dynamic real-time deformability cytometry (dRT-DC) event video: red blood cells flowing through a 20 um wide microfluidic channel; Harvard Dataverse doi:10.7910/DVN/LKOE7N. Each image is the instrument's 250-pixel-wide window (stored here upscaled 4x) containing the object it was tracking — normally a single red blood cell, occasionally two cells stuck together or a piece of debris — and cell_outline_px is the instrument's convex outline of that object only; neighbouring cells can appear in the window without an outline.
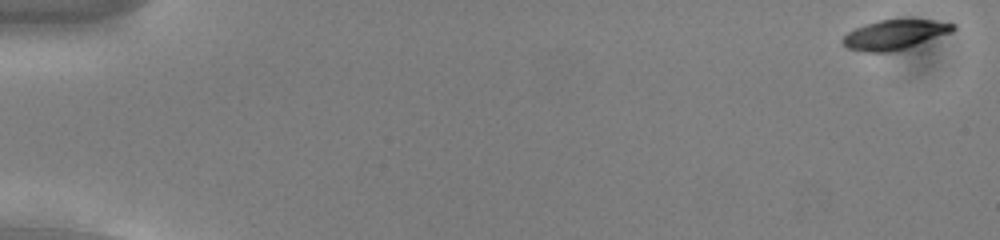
{"species": "common noctule bat (a hibernating species)", "species_latin": "Nyctalus noctula", "temperature_condition": "cold", "stored_images_in_passage": 55, "camera_frame_rate_fps": 3000, "um_per_image_px": 0.085, "animal": {"sex": "male", "body_mass_g": 13.0, "forearm_length_mm": 53.1}, "frame": {"image": 1, "passage_image": 1, "time_ms": 0.0, "image_size_px": [1000, 240], "cell_outline_px": [[956, 28], [952, 32], [904, 48], [888, 52], [864, 52], [848, 48], [840, 40], [848, 32], [864, 24], [880, 20], [932, 20], [956, 24]], "centroid_in_image_um": [76.02, 2.94], "position_along_channel_um": 9.0, "area_um2": 18.67}}
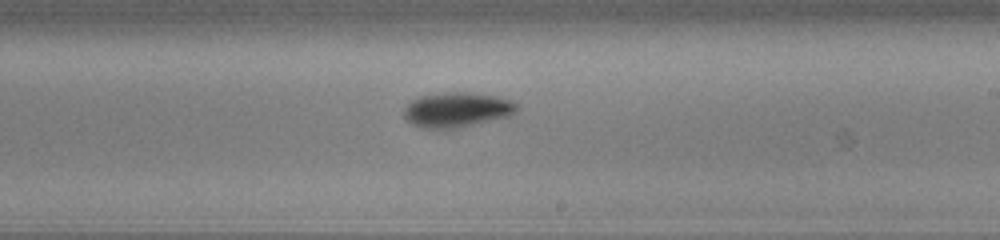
{"frame": {"image": 2, "passage_image": 33, "time_ms": 10.667, "image_size_px": [1000, 240], "cell_outline_px": [[520, 108], [516, 112], [508, 116], [456, 128], [424, 128], [412, 124], [404, 116], [404, 108], [416, 96], [444, 92], [468, 92], [496, 96], [512, 100]], "centroid_in_image_um": [38.83, 9.31], "position_along_channel_um": 250.2, "area_um2": 22.89}}
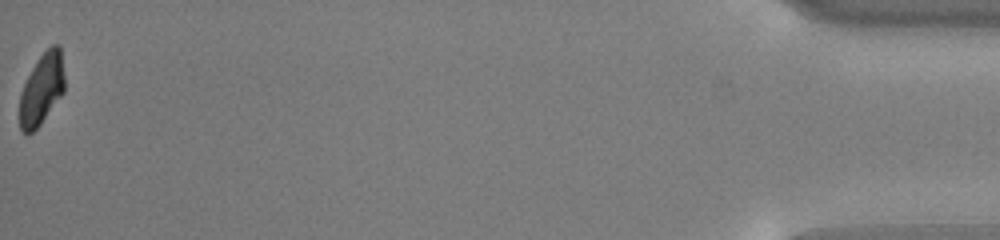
{"frame": {"image": 3, "passage_image": 55, "time_ms": 18.0, "image_size_px": [1000, 240], "cell_outline_px": [[64, 92], [40, 124], [28, 136], [24, 136], [20, 128], [20, 92], [36, 60], [52, 44], [60, 44], [64, 76]], "centroid_in_image_um": [3.54, 7.58], "position_along_channel_um": 431.7, "area_um2": 18.67}, "authors_computed_cell_mechanics": {"area_um2": 20.3456, "velocity_mm_per_s": 3.7639, "shape_relaxation_time_tau1_ms": 2.028, "shape_relaxation_time_tau2_ms": null, "deformation_change_tau1": 0.1195, "deformation_change_tau2": null}}